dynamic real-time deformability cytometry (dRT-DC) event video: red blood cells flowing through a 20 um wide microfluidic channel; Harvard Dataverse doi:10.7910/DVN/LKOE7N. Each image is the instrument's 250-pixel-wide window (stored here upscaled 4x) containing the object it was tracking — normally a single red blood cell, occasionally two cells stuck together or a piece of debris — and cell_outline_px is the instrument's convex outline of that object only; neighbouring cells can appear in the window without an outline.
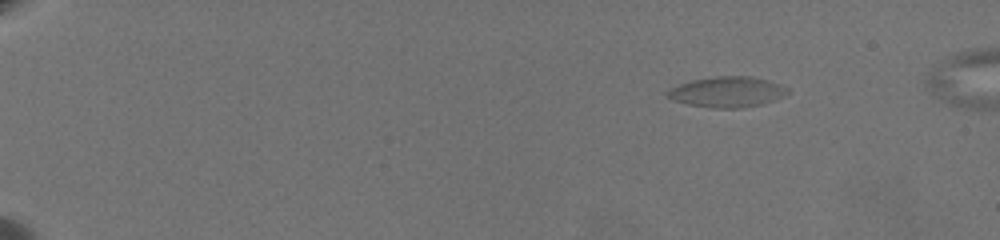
{"species": "common noctule bat (a hibernating species)", "species_latin": "Nyctalus noctula", "temperature_condition": "warm", "stored_images_in_passage": 3, "camera_frame_rate_fps": 3000, "um_per_image_px": 0.085, "animal": {"sex": "female", "body_mass_g": 19.5, "forearm_length_mm": 54.1}, "frame": {"image": 1, "passage_image": 1, "time_ms": 0.0, "image_size_px": [1000, 240], "cell_outline_px": [[788, 92], [752, 104], [728, 108], [724, 108], [692, 104], [676, 100], [668, 96], [668, 92], [672, 88], [696, 80], [724, 76], [740, 76], [760, 80], [776, 84], [788, 88]], "centroid_in_image_um": [61.72, 7.79], "position_along_channel_um": 23.3, "area_um2": 19.02}}